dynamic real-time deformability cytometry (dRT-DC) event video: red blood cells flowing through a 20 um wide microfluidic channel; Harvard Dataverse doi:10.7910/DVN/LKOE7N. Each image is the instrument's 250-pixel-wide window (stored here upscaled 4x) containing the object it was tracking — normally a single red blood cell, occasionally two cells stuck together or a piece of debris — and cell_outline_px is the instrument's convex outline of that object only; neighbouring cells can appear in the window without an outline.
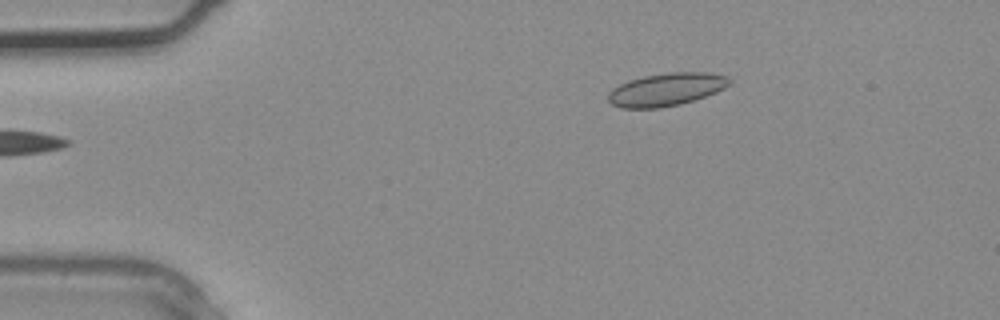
{"species": "common noctule bat (a hibernating species)", "species_latin": "Nyctalus noctula", "temperature_condition": "warm", "stored_images_in_passage": 2, "camera_frame_rate_fps": 3000, "um_per_image_px": 0.085, "animal": {"sex": "male", "body_mass_g": 20.4}, "frame": {"image": 1, "passage_image": 2, "time_ms": 0.333, "image_size_px": [1000, 320], "cell_outline_px": [[732, 80], [724, 88], [716, 92], [680, 104], [660, 108], [620, 108], [612, 104], [608, 100], [608, 92], [612, 88], [628, 80], [644, 76], [668, 72], [708, 72], [728, 76]], "centroid_in_image_um": [56.61, 7.6], "position_along_channel_um": 28.4, "area_um2": 23.24}}